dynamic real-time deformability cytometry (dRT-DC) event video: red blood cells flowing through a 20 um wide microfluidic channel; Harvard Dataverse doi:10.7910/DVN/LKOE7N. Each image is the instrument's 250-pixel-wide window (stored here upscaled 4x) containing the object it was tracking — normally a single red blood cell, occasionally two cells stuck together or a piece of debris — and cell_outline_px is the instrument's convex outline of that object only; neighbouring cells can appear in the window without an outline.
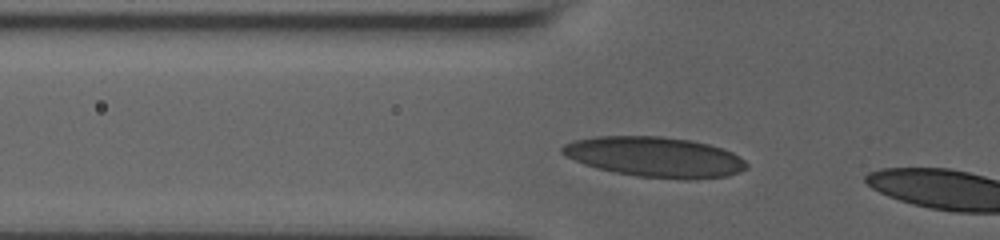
{"species": "human", "species_latin": "Homo sapiens", "temperature_condition": "room temperature", "stored_images_in_passage": 42, "camera_frame_rate_fps": 3000, "um_per_image_px": 0.085, "donor": {"sex": "male"}, "frame": {"image": 1, "passage_image": 3, "time_ms": 0.333, "image_size_px": [1000, 240], "cell_outline_px": [[748, 168], [740, 172], [728, 176], [688, 180], [684, 180], [636, 176], [596, 168], [584, 164], [564, 156], [560, 152], [560, 148], [564, 144], [572, 140], [596, 136], [660, 136], [692, 140], [708, 144], [732, 152], [740, 156], [748, 164]], "centroid_in_image_um": [55.66, 13.34], "position_along_channel_um": 70.1, "area_um2": 43.58}}
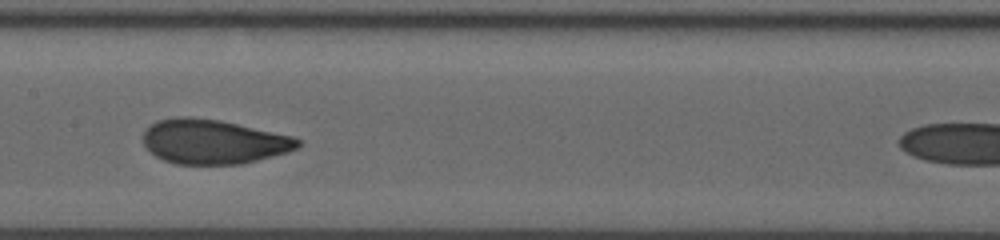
{"frame": {"image": 2, "passage_image": 22, "time_ms": 3.667, "image_size_px": [1000, 240], "cell_outline_px": [[304, 140], [296, 148], [288, 152], [244, 164], [176, 164], [164, 160], [156, 156], [144, 144], [144, 132], [156, 120], [176, 116], [188, 116], [220, 120], [292, 136]], "centroid_in_image_um": [18.16, 12.04], "position_along_channel_um": 189.2, "area_um2": 40.11}}
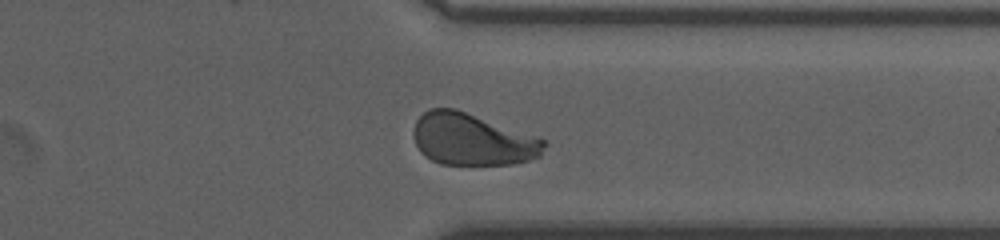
{"frame": {"image": 3, "passage_image": 38, "time_ms": 8.667, "image_size_px": [1000, 240], "cell_outline_px": [[544, 148], [540, 156], [528, 160], [512, 164], [440, 164], [424, 156], [420, 152], [412, 136], [412, 132], [416, 120], [428, 108], [456, 108], [544, 140]], "centroid_in_image_um": [40.07, 11.85], "position_along_channel_um": 371.3, "area_um2": 39.19}}